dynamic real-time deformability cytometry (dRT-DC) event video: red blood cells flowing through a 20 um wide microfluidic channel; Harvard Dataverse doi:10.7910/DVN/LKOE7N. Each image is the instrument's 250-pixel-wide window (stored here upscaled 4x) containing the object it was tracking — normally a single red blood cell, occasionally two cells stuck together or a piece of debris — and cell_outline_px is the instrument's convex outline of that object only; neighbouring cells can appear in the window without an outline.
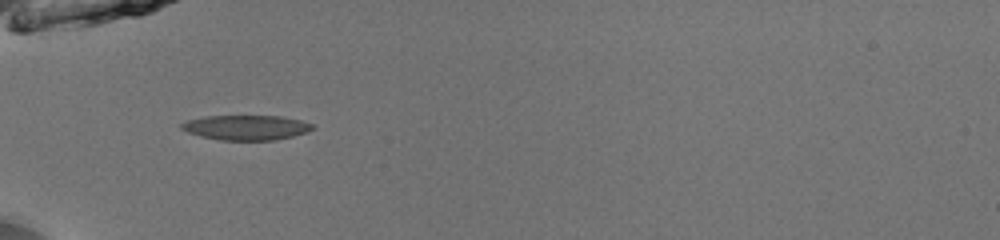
{"species": "common noctule bat (a hibernating species)", "species_latin": "Nyctalus noctula", "temperature_condition": "room temperature", "stored_images_in_passage": 34, "camera_frame_rate_fps": 3000, "um_per_image_px": 0.085, "animal": {"sex": "male", "body_mass_g": 13.0, "forearm_length_mm": 53.1}, "frame": {"image": 1, "passage_image": 1, "time_ms": 0.0, "image_size_px": [1000, 240], "cell_outline_px": [[312, 128], [308, 132], [292, 136], [272, 140], [220, 140], [200, 136], [188, 132], [180, 128], [180, 124], [188, 120], [204, 116], [280, 116], [300, 120], [312, 124]], "centroid_in_image_um": [20.89, 10.84], "position_along_channel_um": 64.1, "area_um2": 18.84}}
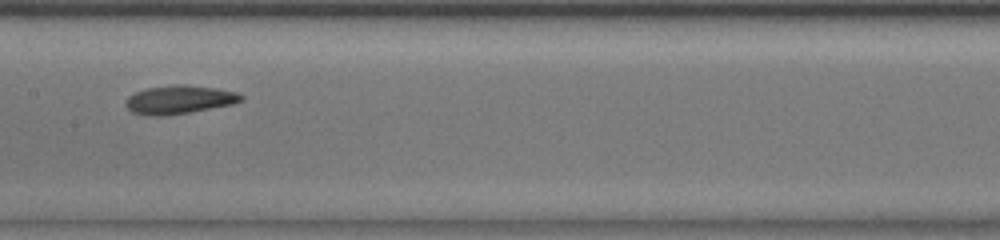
{"frame": {"image": 2, "passage_image": 11, "time_ms": 3.333, "image_size_px": [1000, 240], "cell_outline_px": [[244, 100], [232, 104], [188, 112], [160, 116], [148, 116], [132, 112], [124, 104], [128, 96], [136, 92], [148, 88], [176, 84], [184, 84], [216, 88], [236, 92], [244, 96]], "centroid_in_image_um": [15.23, 8.46], "position_along_channel_um": 192.2, "area_um2": 19.02}}
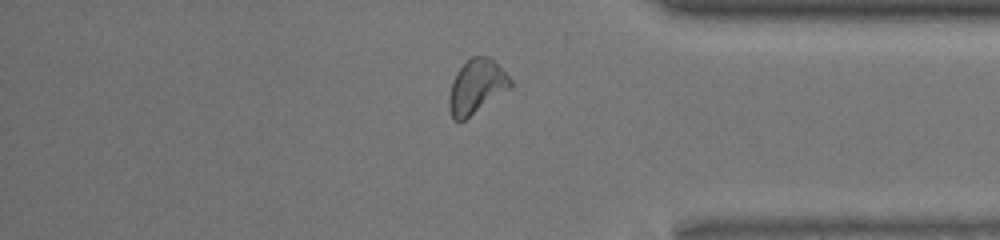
{"frame": {"image": 3, "passage_image": 27, "time_ms": 8.667, "image_size_px": [1000, 240], "cell_outline_px": [[512, 88], [464, 120], [456, 120], [452, 116], [448, 108], [448, 96], [452, 80], [456, 72], [472, 56], [488, 56], [512, 80]], "centroid_in_image_um": [40.49, 7.37], "position_along_channel_um": 394.7, "area_um2": 19.25}, "authors_computed_cell_mechanics": {"area_um2": 18.5249, "velocity_mm_per_s": 3.9716, "shape_relaxation_time_tau1_ms": null, "shape_relaxation_time_tau2_ms": 1.7904, "deformation_change_tau1": null, "deformation_change_tau2": 0.0857}}